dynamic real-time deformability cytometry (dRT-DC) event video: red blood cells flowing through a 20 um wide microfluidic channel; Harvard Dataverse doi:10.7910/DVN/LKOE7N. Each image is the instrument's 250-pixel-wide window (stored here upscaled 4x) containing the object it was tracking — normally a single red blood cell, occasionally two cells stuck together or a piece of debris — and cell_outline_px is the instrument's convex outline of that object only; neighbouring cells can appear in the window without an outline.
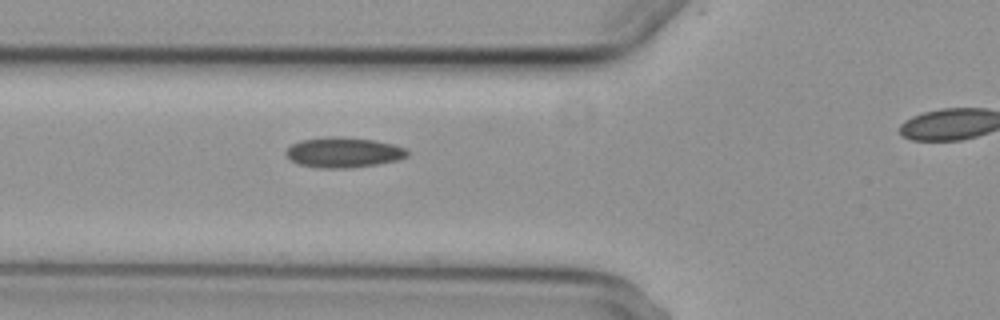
{"species": "common noctule bat (a hibernating species)", "species_latin": "Nyctalus noctula", "temperature_condition": "cold", "stored_images_in_passage": 5, "segment_of_instrument_passage": [1, 2], "camera_frame_rate_fps": 3000, "um_per_image_px": 0.085, "animal": {"sex": "female", "body_mass_g": 29.2, "forearm_length_mm": 56.3}, "frame": {"image": 1, "passage_image": 4, "time_ms": 3.333, "image_size_px": [1000, 320], "cell_outline_px": [[408, 156], [396, 160], [376, 164], [348, 168], [320, 168], [300, 164], [292, 160], [284, 152], [292, 144], [300, 140], [328, 136], [340, 136], [372, 140], [392, 144], [404, 148], [408, 152]], "centroid_in_image_um": [29.17, 12.94], "position_along_channel_um": 96.6, "area_um2": 21.15}}